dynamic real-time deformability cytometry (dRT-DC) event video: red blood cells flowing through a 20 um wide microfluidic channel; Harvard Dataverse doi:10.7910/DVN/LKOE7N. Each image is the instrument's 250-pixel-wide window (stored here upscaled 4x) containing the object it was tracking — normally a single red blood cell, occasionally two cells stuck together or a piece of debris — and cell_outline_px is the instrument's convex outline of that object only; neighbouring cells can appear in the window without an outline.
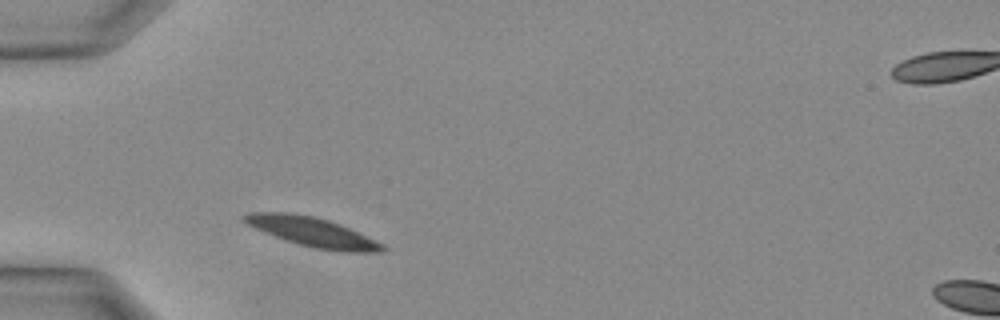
{"species": "Egyptian fruit bat (a non-hibernating species)", "species_latin": "Rousettus aegyptiacus", "temperature_condition": "warm", "stored_images_in_passage": 16, "camera_frame_rate_fps": 3000, "um_per_image_px": 0.085, "animal": {"sex": "female"}, "frame": {"image": 1, "passage_image": 1, "time_ms": 0.0, "image_size_px": [1000, 320], "cell_outline_px": [[388, 248], [384, 252], [340, 252], [316, 248], [300, 244], [264, 232], [248, 224], [240, 216], [252, 212], [288, 212], [312, 216], [328, 220], [340, 224], [384, 244]], "centroid_in_image_um": [26.61, 19.72], "position_along_channel_um": 58.4, "area_um2": 23.35}}
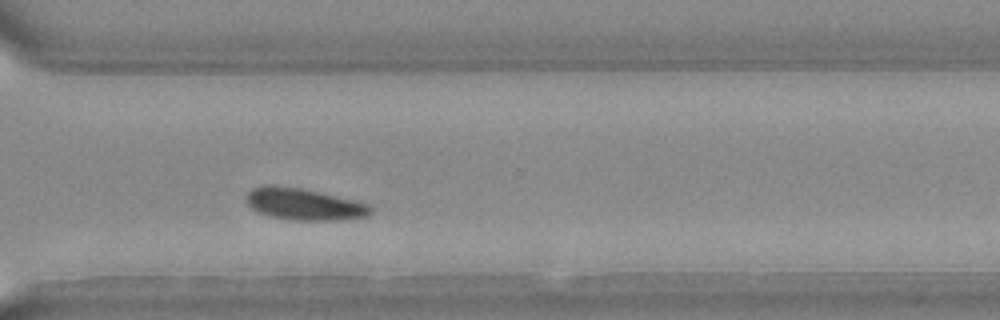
{"frame": {"image": 2, "passage_image": 16, "time_ms": 5.0, "image_size_px": [1000, 320], "cell_outline_px": [[372, 212], [368, 216], [344, 220], [288, 220], [268, 216], [256, 212], [248, 204], [248, 192], [252, 188], [264, 184], [272, 184], [300, 188], [352, 200], [368, 204], [372, 208]], "centroid_in_image_um": [25.81, 17.37], "position_along_channel_um": 344.8, "area_um2": 23.0}}